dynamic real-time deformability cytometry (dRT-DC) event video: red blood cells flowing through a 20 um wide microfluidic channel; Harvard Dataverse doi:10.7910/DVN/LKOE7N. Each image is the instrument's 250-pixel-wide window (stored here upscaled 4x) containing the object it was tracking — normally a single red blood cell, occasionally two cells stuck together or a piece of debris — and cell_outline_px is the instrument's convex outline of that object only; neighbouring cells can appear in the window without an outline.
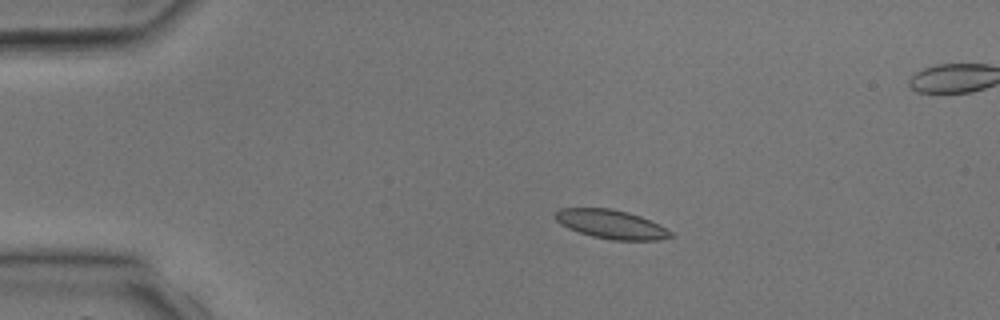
{"species": "common noctule bat (a hibernating species)", "species_latin": "Nyctalus noctula", "temperature_condition": "room temperature", "stored_images_in_passage": 4, "camera_frame_rate_fps": 3000, "um_per_image_px": 0.085, "animal": {"sex": "male", "body_mass_g": 17.9, "forearm_length_mm": 54.2}, "frame": {"image": 1, "passage_image": 2, "time_ms": 1.333, "image_size_px": [1000, 320], "cell_outline_px": [[672, 236], [660, 240], [612, 240], [592, 236], [568, 228], [560, 224], [556, 220], [556, 212], [560, 208], [612, 208], [628, 212], [640, 216], [660, 224], [672, 232]], "centroid_in_image_um": [51.97, 19.06], "position_along_channel_um": 33.0, "area_um2": 19.36}}